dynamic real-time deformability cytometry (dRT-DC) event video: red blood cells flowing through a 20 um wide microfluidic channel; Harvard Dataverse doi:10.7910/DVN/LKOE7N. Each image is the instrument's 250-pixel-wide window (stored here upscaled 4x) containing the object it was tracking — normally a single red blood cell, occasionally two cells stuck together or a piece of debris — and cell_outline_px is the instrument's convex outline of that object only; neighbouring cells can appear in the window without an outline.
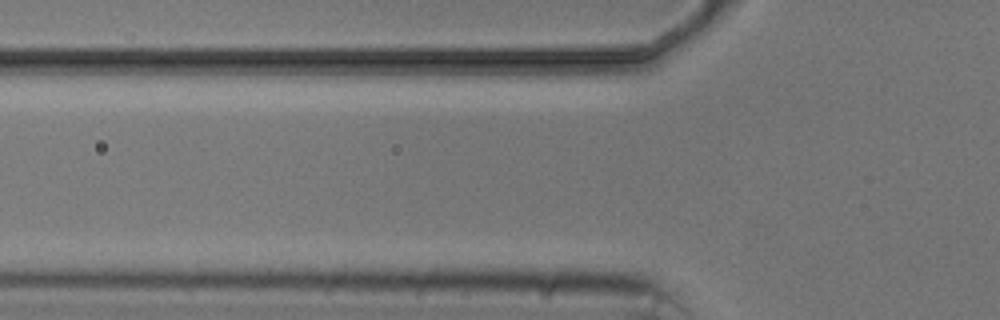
{"species": "common noctule bat (a hibernating species)", "species_latin": "Nyctalus noctula", "temperature_condition": "cold", "stored_images_in_passage": 2, "camera_frame_rate_fps": 3000, "um_per_image_px": 0.085, "animal": {"sex": "male", "body_mass_g": 20.5, "forearm_length_mm": 52.5}, "frame": {"image": 1, "passage_image": 2, "time_ms": 1.333, "image_size_px": [1000, 320], "cell_outline_px": [[640, 60], [604, 80], [580, 80], [556, 72], [540, 60], [540, 52], [632, 52], [640, 56]], "centroid_in_image_um": [50.06, 5.41], "position_along_channel_um": 75.7, "area_um2": 15.2}}